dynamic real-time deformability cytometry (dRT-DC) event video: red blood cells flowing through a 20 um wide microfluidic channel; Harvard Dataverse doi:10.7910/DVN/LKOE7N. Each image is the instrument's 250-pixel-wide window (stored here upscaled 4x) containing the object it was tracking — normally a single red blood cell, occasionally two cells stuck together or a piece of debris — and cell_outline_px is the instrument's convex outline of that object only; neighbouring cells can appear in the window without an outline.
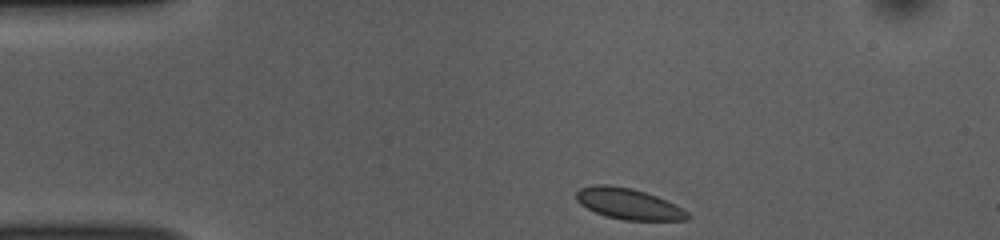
{"species": "common noctule bat (a hibernating species)", "species_latin": "Nyctalus noctula", "temperature_condition": "room temperature", "stored_images_in_passage": 44, "camera_frame_rate_fps": 3000, "um_per_image_px": 0.085, "animal": {"sex": "female", "body_mass_g": 10.0, "forearm_length_mm": 53.1}, "frame": {"image": 1, "passage_image": 1, "time_ms": 0.0, "image_size_px": [1000, 240], "cell_outline_px": [[692, 216], [688, 220], [624, 220], [604, 216], [580, 204], [576, 200], [576, 192], [580, 188], [596, 184], [608, 184], [632, 188], [656, 196], [688, 212]], "centroid_in_image_um": [53.39, 17.32], "position_along_channel_um": 31.6, "area_um2": 19.94}}
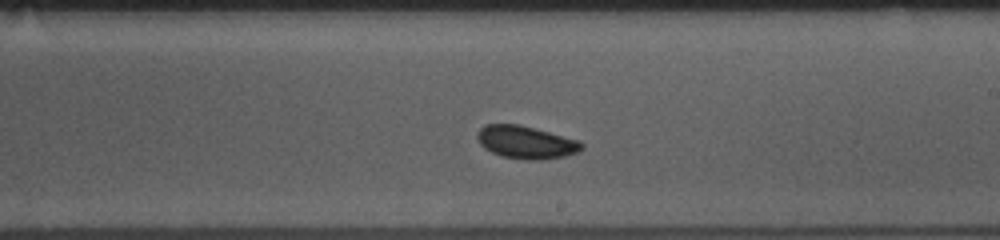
{"frame": {"image": 2, "passage_image": 22, "time_ms": 7.0, "image_size_px": [1000, 240], "cell_outline_px": [[584, 148], [580, 152], [564, 156], [540, 160], [528, 160], [500, 156], [484, 148], [480, 144], [476, 136], [476, 132], [484, 124], [520, 124], [580, 140], [584, 144]], "centroid_in_image_um": [44.72, 12.09], "position_along_channel_um": 244.3, "area_um2": 20.23}}
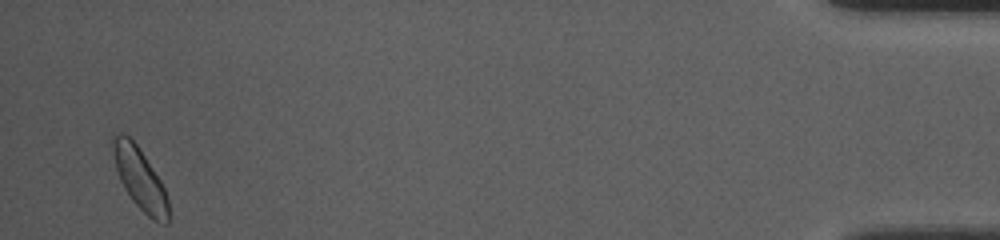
{"frame": {"image": 3, "passage_image": 43, "time_ms": 14.0, "image_size_px": [1000, 240], "cell_outline_px": [[168, 224], [164, 224], [152, 220], [132, 200], [124, 188], [120, 180], [116, 168], [112, 152], [112, 132], [120, 132], [128, 136], [136, 144], [160, 180], [164, 188], [168, 200]], "centroid_in_image_um": [11.86, 15.17], "position_along_channel_um": 423.3, "area_um2": 19.77}}